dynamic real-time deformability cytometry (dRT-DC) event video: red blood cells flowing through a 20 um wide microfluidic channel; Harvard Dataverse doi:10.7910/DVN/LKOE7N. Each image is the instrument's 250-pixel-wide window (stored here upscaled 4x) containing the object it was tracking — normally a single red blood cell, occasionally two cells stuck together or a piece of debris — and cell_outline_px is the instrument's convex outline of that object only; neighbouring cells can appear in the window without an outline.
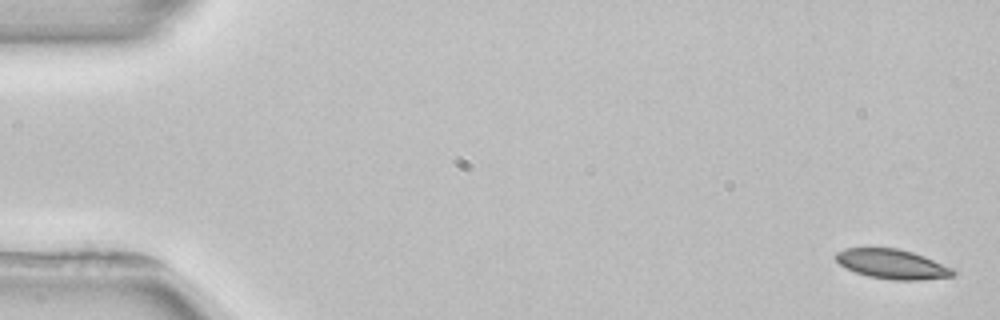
{"species": "common noctule bat (a hibernating species)", "species_latin": "Nyctalus noctula", "temperature_condition": "room temperature", "stored_images_in_passage": 5, "camera_frame_rate_fps": 3000, "um_per_image_px": 0.085, "animal": {"sex": "female", "body_mass_g": 22.7, "forearm_length_mm": 54.2}, "frame": {"image": 1, "passage_image": 1, "time_ms": 0.0, "image_size_px": [1000, 320], "cell_outline_px": [[956, 272], [952, 276], [920, 280], [892, 280], [868, 276], [856, 272], [840, 264], [832, 256], [836, 252], [844, 248], [900, 248], [924, 256], [952, 268]], "centroid_in_image_um": [75.81, 22.44], "position_along_channel_um": 9.2, "area_um2": 20.17}}
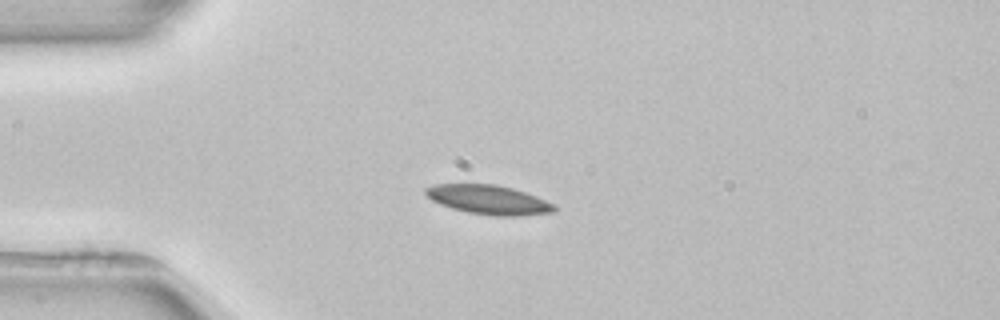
{"frame": {"image": 2, "passage_image": 4, "time_ms": 4.0, "image_size_px": [1000, 320], "cell_outline_px": [[556, 212], [520, 216], [492, 216], [468, 212], [452, 208], [440, 204], [432, 200], [424, 192], [424, 188], [436, 184], [496, 184], [512, 188], [536, 196], [556, 204]], "centroid_in_image_um": [41.57, 16.98], "position_along_channel_um": 43.4, "area_um2": 22.02}}